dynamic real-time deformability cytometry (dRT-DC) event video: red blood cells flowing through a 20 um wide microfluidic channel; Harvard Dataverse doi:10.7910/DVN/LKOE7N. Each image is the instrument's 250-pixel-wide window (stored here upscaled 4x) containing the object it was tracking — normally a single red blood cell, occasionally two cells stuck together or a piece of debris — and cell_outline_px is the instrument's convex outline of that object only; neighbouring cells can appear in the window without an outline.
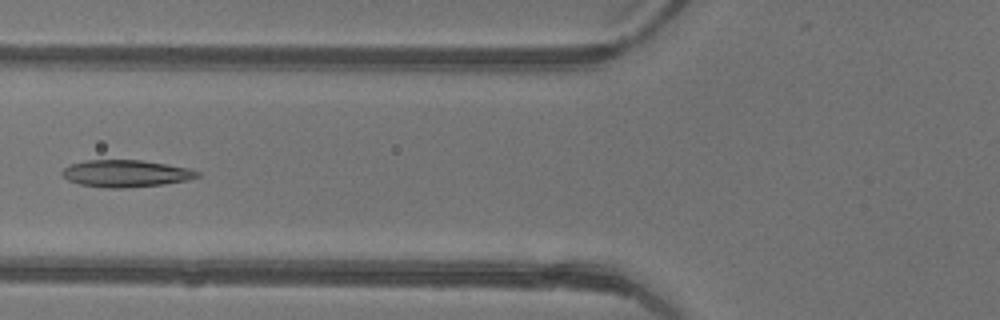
{"species": "common noctule bat (a hibernating species)", "species_latin": "Nyctalus noctula", "temperature_condition": "warm", "stored_images_in_passage": 6, "camera_frame_rate_fps": 3000, "um_per_image_px": 0.085, "animal": {"sex": "female"}, "frame": {"image": 1, "passage_image": 6, "time_ms": 1.667, "image_size_px": [1000, 320], "cell_outline_px": [[200, 176], [188, 180], [164, 184], [124, 188], [108, 188], [80, 184], [68, 180], [60, 172], [64, 168], [72, 164], [88, 160], [140, 160], [188, 168], [200, 172]], "centroid_in_image_um": [10.71, 14.75], "position_along_channel_um": 115.1, "area_um2": 21.1}}